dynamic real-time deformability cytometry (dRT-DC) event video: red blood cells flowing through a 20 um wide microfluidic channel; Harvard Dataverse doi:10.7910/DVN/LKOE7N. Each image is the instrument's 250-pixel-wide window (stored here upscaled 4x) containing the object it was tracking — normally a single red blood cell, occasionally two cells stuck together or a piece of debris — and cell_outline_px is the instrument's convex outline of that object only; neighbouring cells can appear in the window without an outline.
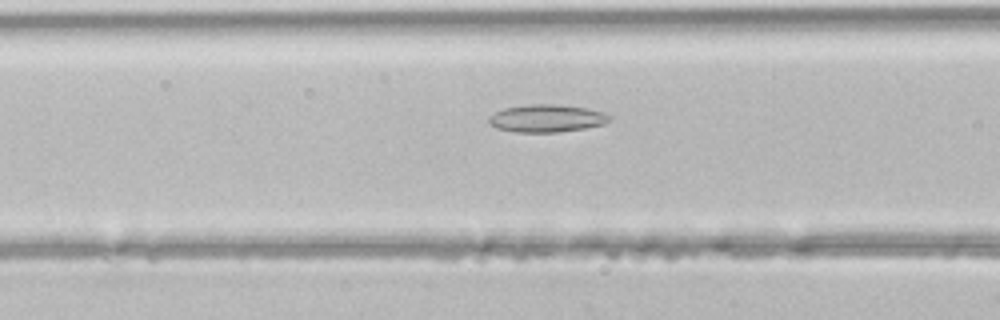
{"species": "common noctule bat (a hibernating species)", "species_latin": "Nyctalus noctula", "temperature_condition": "room temperature", "stored_images_in_passage": 10, "camera_frame_rate_fps": 3000, "um_per_image_px": 0.085, "animal": {"sex": "male", "body_mass_g": 21.5, "forearm_length_mm": 52.0}, "frame": {"image": 1, "passage_image": 9, "time_ms": 2.667, "image_size_px": [1000, 320], "cell_outline_px": [[612, 120], [604, 124], [584, 128], [556, 132], [516, 132], [496, 128], [488, 124], [488, 116], [504, 108], [528, 104], [556, 104], [584, 108], [604, 112], [612, 116]], "centroid_in_image_um": [46.46, 10.06], "position_along_channel_um": 120.1, "area_um2": 19.48}}